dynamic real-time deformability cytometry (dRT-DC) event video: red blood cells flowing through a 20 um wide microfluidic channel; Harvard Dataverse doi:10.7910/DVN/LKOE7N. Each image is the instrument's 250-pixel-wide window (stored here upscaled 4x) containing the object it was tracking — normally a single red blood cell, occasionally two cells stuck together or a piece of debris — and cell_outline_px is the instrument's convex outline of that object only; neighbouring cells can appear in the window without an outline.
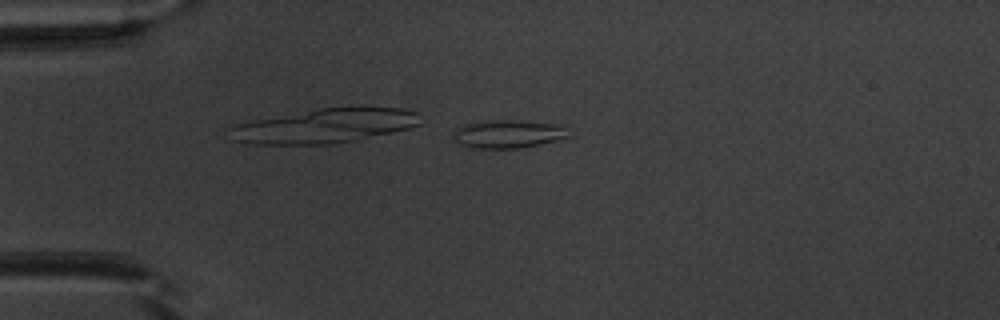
{"species": "common noctule bat (a hibernating species)", "species_latin": "Nyctalus noctula", "temperature_condition": "warm", "stored_images_in_passage": 37, "camera_frame_rate_fps": 3000, "um_per_image_px": 0.085, "animal": {"sex": "male", "body_mass_g": 20.1, "forearm_length_mm": 53.5}, "frame": {"image": 1, "passage_image": 1, "time_ms": 0.0, "image_size_px": [1000, 320], "cell_outline_px": [[568, 136], [556, 140], [540, 144], [520, 148], [472, 148], [460, 144], [456, 140], [452, 132], [456, 128], [464, 124], [488, 120], [516, 120], [564, 124]], "centroid_in_image_um": [43.18, 11.37], "position_along_channel_um": 41.8, "area_um2": 18.96}}
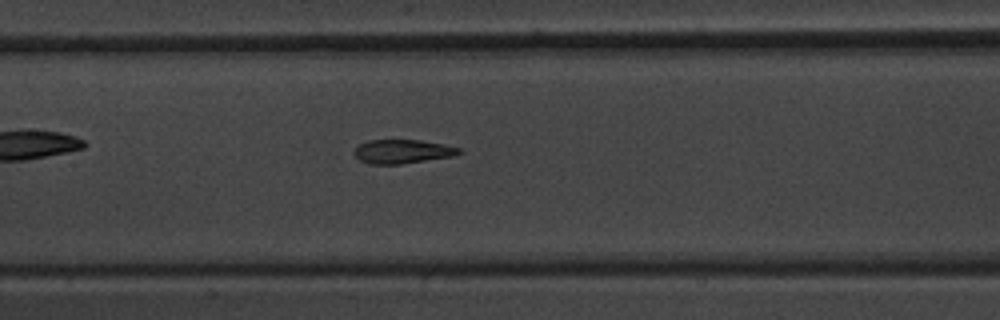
{"frame": {"image": 2, "passage_image": 13, "time_ms": 4.0, "image_size_px": [1000, 320], "cell_outline_px": [[460, 152], [456, 156], [400, 164], [368, 164], [360, 160], [352, 152], [360, 144], [368, 140], [420, 140], [460, 148]], "centroid_in_image_um": [34.18, 12.88], "position_along_channel_um": 173.2, "area_um2": 14.51}}
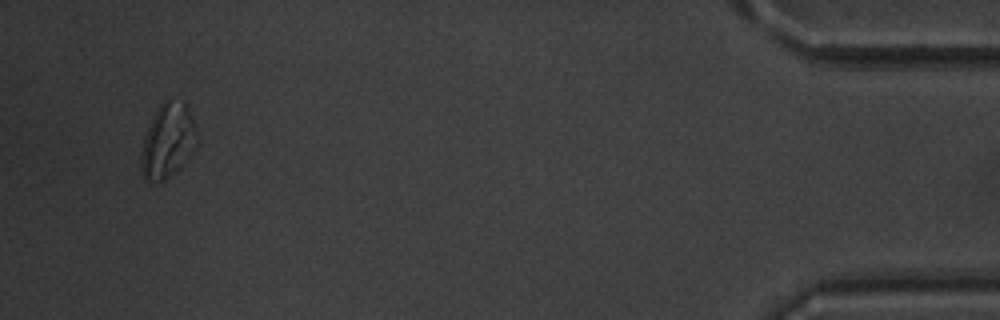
{"frame": {"image": 3, "passage_image": 35, "time_ms": 11.333, "image_size_px": [1000, 320], "cell_outline_px": [[200, 144], [192, 156], [180, 168], [164, 180], [156, 184], [152, 184], [144, 180], [140, 172], [140, 152], [144, 136], [160, 104], [164, 100], [168, 100], [184, 104], [188, 108], [196, 128]], "centroid_in_image_um": [14.27, 12.08], "position_along_channel_um": 420.9, "area_um2": 24.8}, "authors_computed_cell_mechanics": {"area_um2": 15.7216, "velocity_mm_per_s": 3.9869, "shape_relaxation_time_tau1_ms": 9.0818, "shape_relaxation_time_tau2_ms": 1.8041, "deformation_change_tau1": 0.2693, "deformation_change_tau2": 0.093}}